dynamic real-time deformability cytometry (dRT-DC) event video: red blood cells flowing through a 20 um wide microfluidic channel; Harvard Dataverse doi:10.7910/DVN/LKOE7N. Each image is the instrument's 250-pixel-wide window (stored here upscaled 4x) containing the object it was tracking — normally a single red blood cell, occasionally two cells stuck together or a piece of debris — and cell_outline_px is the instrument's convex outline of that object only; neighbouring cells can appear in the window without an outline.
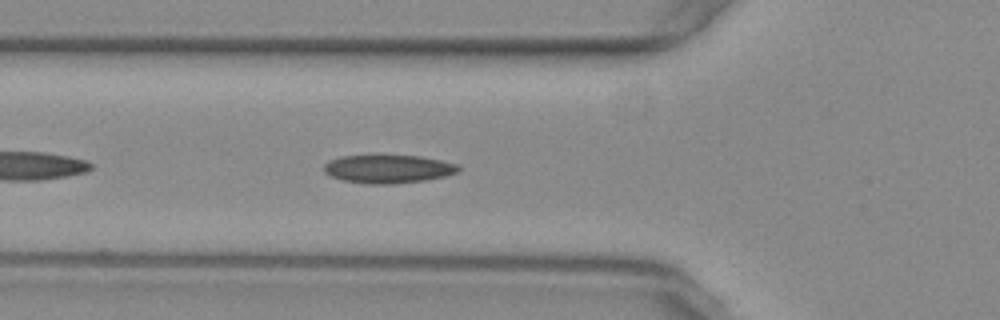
{"species": "common noctule bat (a hibernating species)", "species_latin": "Nyctalus noctula", "temperature_condition": "warm", "stored_images_in_passage": 40, "camera_frame_rate_fps": 3000, "um_per_image_px": 0.085, "animal": {"sex": "female", "body_mass_g": 29.2, "forearm_length_mm": 56.3}, "frame": {"image": 1, "passage_image": 4, "time_ms": 1.0, "image_size_px": [1000, 320], "cell_outline_px": [[460, 168], [456, 172], [444, 176], [424, 180], [392, 184], [368, 184], [344, 180], [332, 176], [324, 172], [324, 164], [328, 160], [340, 156], [420, 156], [440, 160], [456, 164]], "centroid_in_image_um": [32.96, 14.36], "position_along_channel_um": 92.8, "area_um2": 21.85}}
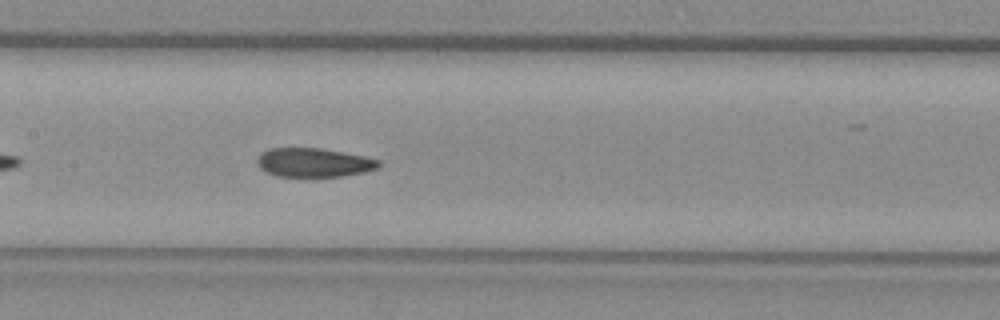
{"frame": {"image": 2, "passage_image": 11, "time_ms": 3.333, "image_size_px": [1000, 320], "cell_outline_px": [[380, 168], [364, 172], [316, 180], [312, 180], [276, 176], [264, 172], [256, 164], [256, 160], [268, 148], [320, 148], [364, 156], [380, 160]], "centroid_in_image_um": [26.65, 13.87], "position_along_channel_um": 180.8, "area_um2": 21.44}}
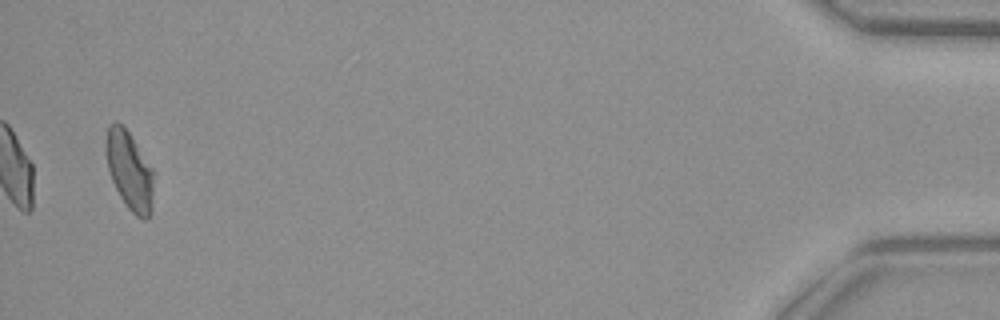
{"frame": {"image": 3, "passage_image": 38, "time_ms": 12.333, "image_size_px": [1000, 320], "cell_outline_px": [[152, 212], [148, 220], [144, 220], [136, 216], [128, 208], [120, 196], [112, 180], [108, 168], [104, 152], [104, 140], [108, 124], [120, 124], [128, 132], [152, 168]], "centroid_in_image_um": [10.97, 14.52], "position_along_channel_um": 424.2, "area_um2": 21.68}}